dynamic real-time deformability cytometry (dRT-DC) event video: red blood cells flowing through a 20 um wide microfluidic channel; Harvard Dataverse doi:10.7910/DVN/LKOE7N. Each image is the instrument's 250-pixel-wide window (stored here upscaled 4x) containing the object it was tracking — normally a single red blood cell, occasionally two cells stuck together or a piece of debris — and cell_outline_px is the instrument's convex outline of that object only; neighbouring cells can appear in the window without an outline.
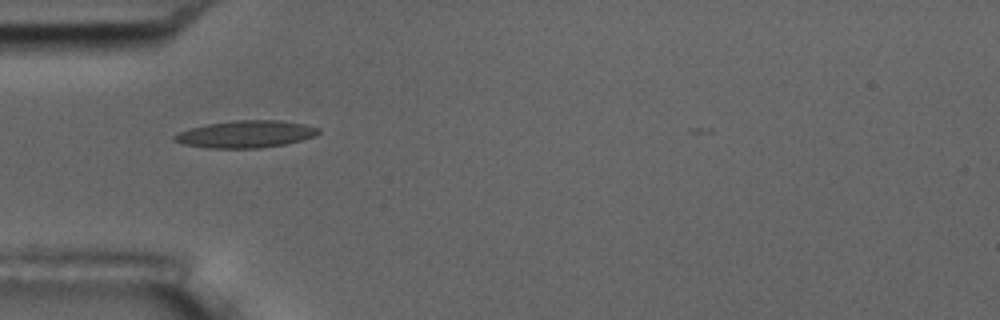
{"species": "common noctule bat (a hibernating species)", "species_latin": "Nyctalus noctula", "temperature_condition": "room temperature", "stored_images_in_passage": 40, "camera_frame_rate_fps": 3000, "um_per_image_px": 0.085, "animal": {"sex": "male", "body_mass_g": 17.5, "forearm_length_mm": 52.3}, "frame": {"image": 1, "passage_image": 3, "time_ms": 0.667, "image_size_px": [1000, 320], "cell_outline_px": [[320, 132], [316, 136], [284, 144], [260, 148], [208, 148], [184, 144], [172, 140], [172, 136], [180, 132], [192, 128], [208, 124], [232, 120], [280, 120], [304, 124], [320, 128]], "centroid_in_image_um": [20.9, 11.4], "position_along_channel_um": 64.1, "area_um2": 22.72}}
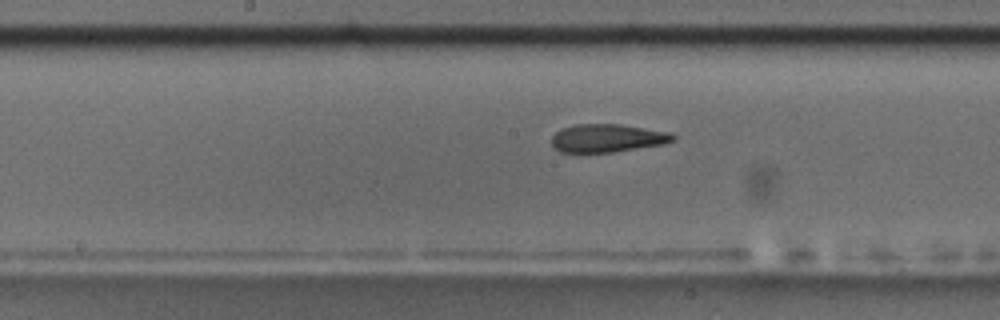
{"frame": {"image": 2, "passage_image": 14, "time_ms": 4.333, "image_size_px": [1000, 320], "cell_outline_px": [[676, 140], [664, 144], [612, 152], [560, 152], [552, 148], [552, 136], [560, 128], [576, 124], [620, 124], [672, 132], [676, 136]], "centroid_in_image_um": [51.64, 11.73], "position_along_channel_um": 196.6, "area_um2": 20.11}}
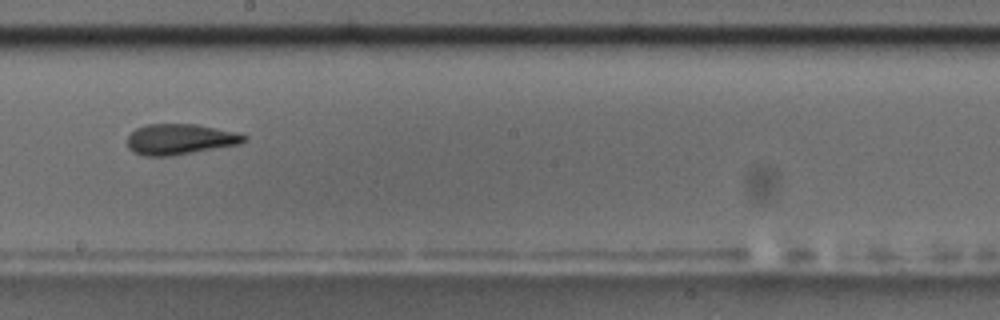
{"frame": {"image": 3, "passage_image": 17, "time_ms": 5.333, "image_size_px": [1000, 320], "cell_outline_px": [[248, 140], [240, 144], [172, 156], [144, 156], [132, 152], [128, 148], [128, 136], [136, 128], [144, 124], [196, 124], [240, 132], [248, 136]], "centroid_in_image_um": [15.34, 11.83], "position_along_channel_um": 232.9, "area_um2": 21.21}, "authors_computed_cell_mechanics": {"area_um2": 21.0103, "velocity_mm_per_s": 3.6439, "shape_relaxation_time_tau1_ms": null, "shape_relaxation_time_tau2_ms": 3.3435, "deformation_change_tau1": null, "deformation_change_tau2": 0.1219}}